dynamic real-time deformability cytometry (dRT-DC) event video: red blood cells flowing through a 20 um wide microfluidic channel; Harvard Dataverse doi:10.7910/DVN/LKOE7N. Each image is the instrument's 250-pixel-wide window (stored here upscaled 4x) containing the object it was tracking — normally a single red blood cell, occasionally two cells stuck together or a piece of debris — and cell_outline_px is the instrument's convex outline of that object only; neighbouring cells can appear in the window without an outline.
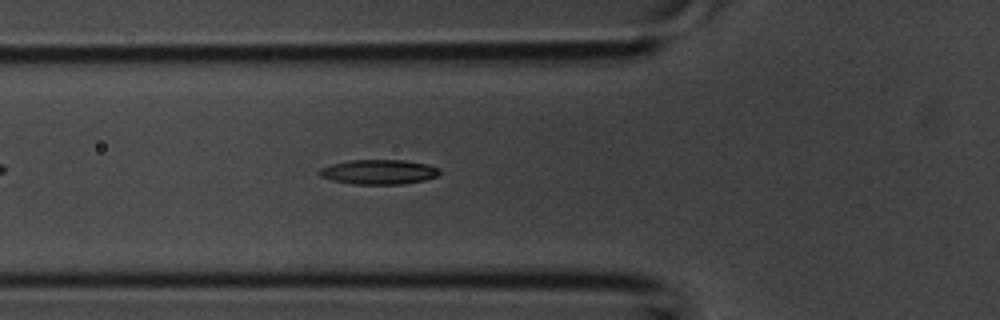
{"species": "common noctule bat (a hibernating species)", "species_latin": "Nyctalus noctula", "temperature_condition": "room temperature", "stored_images_in_passage": 26, "camera_frame_rate_fps": 3000, "um_per_image_px": 0.085, "animal": {"sex": "male", "body_mass_g": 20.1, "forearm_length_mm": 53.5}, "frame": {"image": 1, "passage_image": 2, "time_ms": 0.333, "image_size_px": [1000, 320], "cell_outline_px": [[440, 172], [436, 176], [424, 180], [404, 184], [356, 184], [332, 180], [320, 176], [316, 172], [320, 168], [332, 164], [352, 160], [404, 160], [428, 164], [440, 168]], "centroid_in_image_um": [32.2, 14.61], "position_along_channel_um": 93.6, "area_um2": 17.28}}
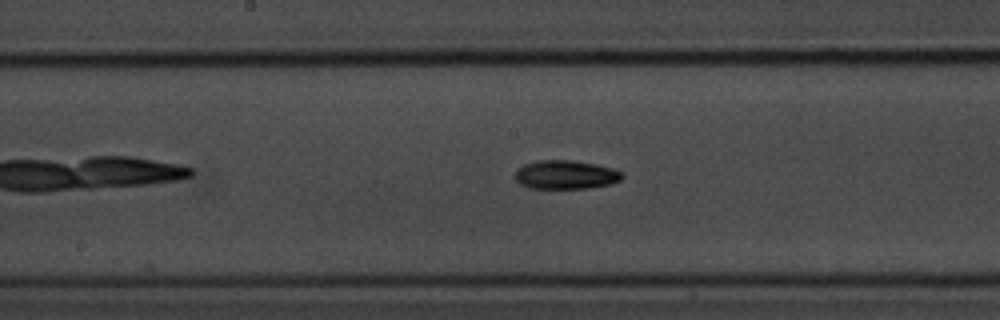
{"frame": {"image": 2, "passage_image": 8, "time_ms": 2.333, "image_size_px": [1000, 320], "cell_outline_px": [[624, 176], [620, 180], [612, 184], [588, 188], [528, 188], [520, 184], [516, 180], [516, 168], [524, 164], [540, 160], [572, 160], [596, 164], [612, 168], [624, 172]], "centroid_in_image_um": [48.1, 14.85], "position_along_channel_um": 200.1, "area_um2": 18.09}}
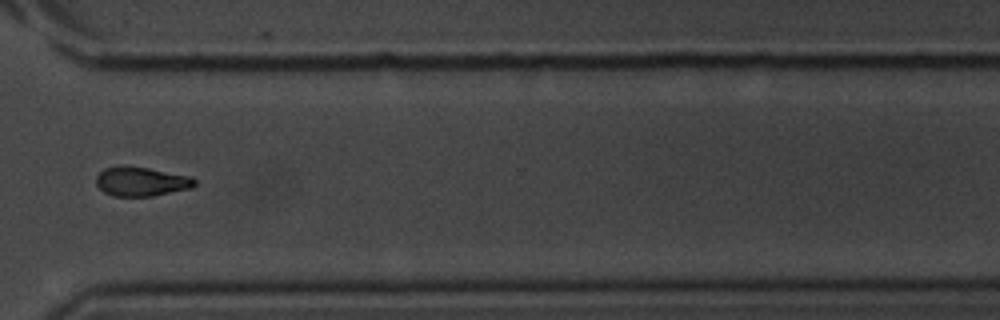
{"frame": {"image": 3, "passage_image": 17, "time_ms": 5.333, "image_size_px": [1000, 320], "cell_outline_px": [[196, 184], [192, 188], [152, 196], [112, 196], [104, 192], [96, 184], [96, 176], [104, 168], [120, 164], [124, 164], [148, 168], [192, 176], [196, 180]], "centroid_in_image_um": [12.0, 15.41], "position_along_channel_um": 358.6, "area_um2": 17.11}}